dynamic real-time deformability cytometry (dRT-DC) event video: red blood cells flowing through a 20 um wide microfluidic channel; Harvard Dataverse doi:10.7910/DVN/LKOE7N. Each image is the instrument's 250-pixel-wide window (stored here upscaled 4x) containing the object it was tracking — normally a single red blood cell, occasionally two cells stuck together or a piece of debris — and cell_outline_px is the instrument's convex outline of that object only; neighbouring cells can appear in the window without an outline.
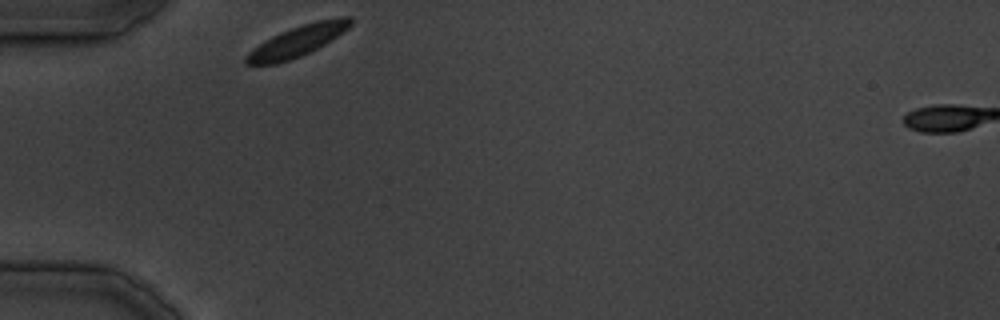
{"species": "common noctule bat (a hibernating species)", "species_latin": "Nyctalus noctula", "temperature_condition": "cold", "stored_images_in_passage": 21, "camera_frame_rate_fps": 3000, "um_per_image_px": 0.085, "animal": {"sex": "male", "body_mass_g": 19.5, "forearm_length_mm": 54.6}, "frame": {"image": 1, "passage_image": 1, "time_ms": 0.0, "image_size_px": [1000, 320], "cell_outline_px": [[352, 24], [348, 28], [332, 40], [300, 56], [276, 64], [244, 64], [244, 56], [248, 52], [272, 36], [280, 32], [316, 20], [340, 16], [352, 16]], "centroid_in_image_um": [25.3, 3.47], "position_along_channel_um": 59.7, "area_um2": 18.55}}